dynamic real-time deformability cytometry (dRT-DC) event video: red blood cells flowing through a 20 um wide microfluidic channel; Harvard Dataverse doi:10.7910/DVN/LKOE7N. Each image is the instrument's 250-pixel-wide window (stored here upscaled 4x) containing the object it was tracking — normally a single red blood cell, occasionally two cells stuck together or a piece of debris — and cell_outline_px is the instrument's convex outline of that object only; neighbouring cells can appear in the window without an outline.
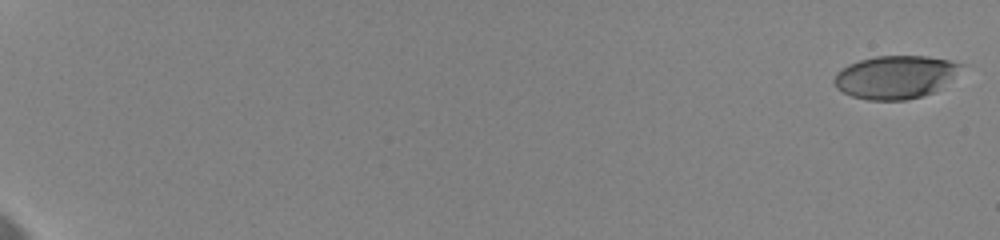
{"species": "human", "species_latin": "Homo sapiens", "temperature_condition": "cold", "stored_images_in_passage": 11, "camera_frame_rate_fps": 3000, "um_per_image_px": 0.085, "donor": {"sex": "female"}, "frame": {"image": 1, "passage_image": 1, "time_ms": 0.0, "image_size_px": [1000, 240], "cell_outline_px": [[964, 64], [932, 92], [920, 96], [904, 100], [868, 100], [852, 96], [836, 88], [832, 80], [836, 72], [848, 64], [860, 60], [876, 56], [928, 56], [948, 60]], "centroid_in_image_um": [75.98, 6.54], "position_along_channel_um": 9.0, "area_um2": 31.15}}
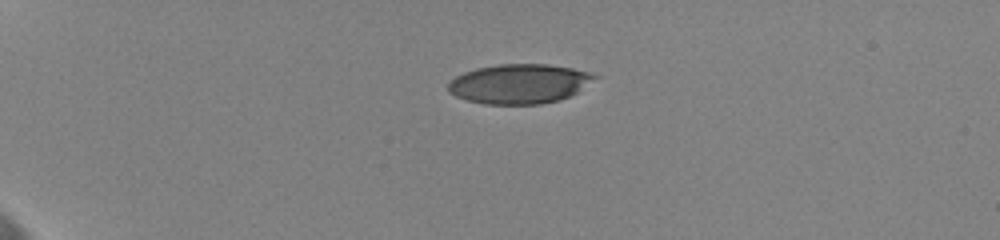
{"frame": {"image": 2, "passage_image": 7, "time_ms": 5.333, "image_size_px": [1000, 240], "cell_outline_px": [[600, 76], [576, 92], [560, 100], [540, 104], [484, 104], [468, 100], [456, 96], [448, 92], [448, 84], [456, 76], [464, 72], [476, 68], [500, 64], [548, 64], [572, 68], [588, 72]], "centroid_in_image_um": [44.14, 7.12], "position_along_channel_um": 40.9, "area_um2": 33.64}}